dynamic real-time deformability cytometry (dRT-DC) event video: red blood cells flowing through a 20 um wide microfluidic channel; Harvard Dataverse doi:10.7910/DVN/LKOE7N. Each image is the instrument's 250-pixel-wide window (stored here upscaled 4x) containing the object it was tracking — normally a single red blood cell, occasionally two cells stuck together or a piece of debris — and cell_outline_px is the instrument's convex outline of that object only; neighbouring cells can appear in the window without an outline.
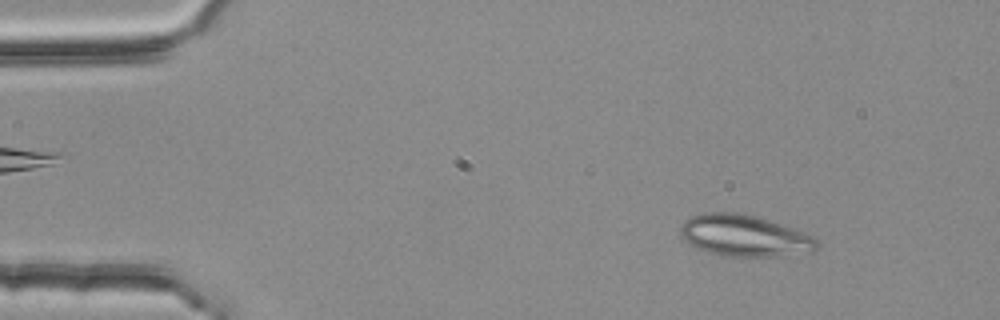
{"species": "common noctule bat (a hibernating species)", "species_latin": "Nyctalus noctula", "temperature_condition": "room temperature", "stored_images_in_passage": 52, "camera_frame_rate_fps": 3000, "um_per_image_px": 0.085, "animal": {"sex": "female", "body_mass_g": 25.1}, "frame": {"image": 1, "passage_image": 6, "time_ms": 1.667, "image_size_px": [1000, 320], "cell_outline_px": [[820, 244], [812, 252], [772, 256], [724, 256], [696, 248], [684, 240], [680, 236], [680, 224], [684, 220], [692, 216], [704, 212], [740, 212], [756, 216], [804, 232], [812, 236]], "centroid_in_image_um": [63.23, 20.02], "position_along_channel_um": 21.8, "area_um2": 33.0}}
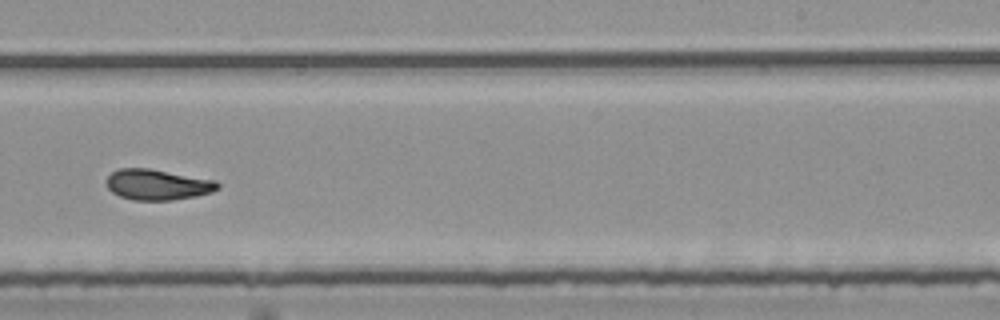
{"frame": {"image": 2, "passage_image": 33, "time_ms": 10.667, "image_size_px": [1000, 320], "cell_outline_px": [[220, 188], [212, 192], [196, 196], [172, 200], [132, 200], [120, 196], [112, 192], [108, 188], [108, 176], [112, 172], [120, 168], [148, 168], [212, 180], [220, 184]], "centroid_in_image_um": [13.38, 15.7], "position_along_channel_um": 275.6, "area_um2": 19.59}}
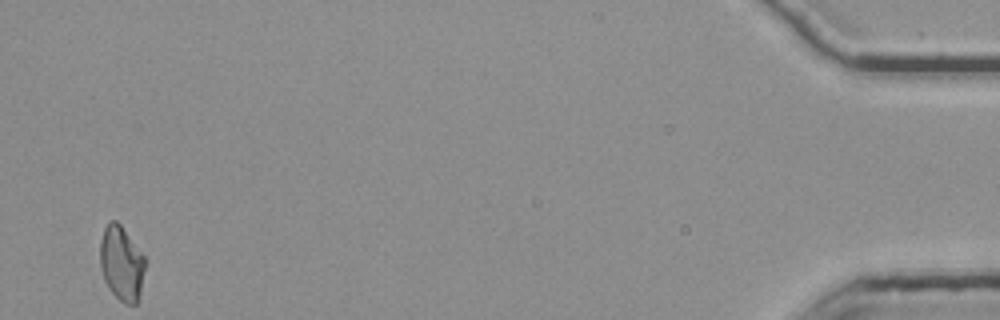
{"frame": {"image": 3, "passage_image": 52, "time_ms": 17.0, "image_size_px": [1000, 320], "cell_outline_px": [[148, 260], [140, 292], [136, 304], [124, 304], [108, 288], [104, 280], [100, 268], [100, 240], [104, 228], [112, 220], [116, 220], [120, 224]], "centroid_in_image_um": [10.35, 22.39], "position_along_channel_um": 424.9, "area_um2": 19.83}, "authors_computed_cell_mechanics": {"area_um2": 19.9699, "velocity_mm_per_s": 3.781, "shape_relaxation_time_tau1_ms": null, "shape_relaxation_time_tau2_ms": 3.0874, "deformation_change_tau1": null, "deformation_change_tau2": 0.0942}}